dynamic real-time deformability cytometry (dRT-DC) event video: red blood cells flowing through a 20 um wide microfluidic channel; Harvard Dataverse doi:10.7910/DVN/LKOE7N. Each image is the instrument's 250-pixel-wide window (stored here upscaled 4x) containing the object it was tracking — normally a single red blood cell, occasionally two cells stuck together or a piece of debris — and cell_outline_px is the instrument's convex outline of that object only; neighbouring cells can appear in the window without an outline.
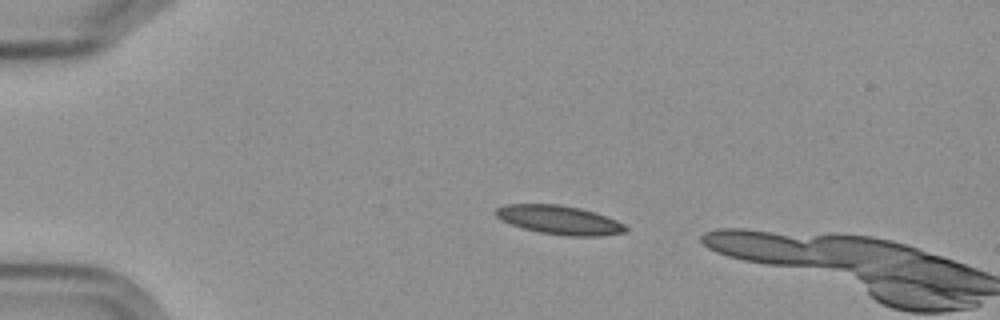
{"species": "Egyptian fruit bat (a non-hibernating species)", "species_latin": "Rousettus aegyptiacus", "temperature_condition": "cold", "stored_images_in_passage": 3, "camera_frame_rate_fps": 3000, "um_per_image_px": 0.085, "frame": {"image": 1, "passage_image": 2, "time_ms": 1.333, "image_size_px": [1000, 320], "cell_outline_px": [[628, 228], [624, 232], [600, 236], [568, 236], [540, 232], [524, 228], [500, 220], [496, 216], [496, 208], [504, 204], [560, 204], [580, 208], [596, 212], [616, 220], [624, 224]], "centroid_in_image_um": [47.55, 18.68], "position_along_channel_um": 37.5, "area_um2": 21.79}}